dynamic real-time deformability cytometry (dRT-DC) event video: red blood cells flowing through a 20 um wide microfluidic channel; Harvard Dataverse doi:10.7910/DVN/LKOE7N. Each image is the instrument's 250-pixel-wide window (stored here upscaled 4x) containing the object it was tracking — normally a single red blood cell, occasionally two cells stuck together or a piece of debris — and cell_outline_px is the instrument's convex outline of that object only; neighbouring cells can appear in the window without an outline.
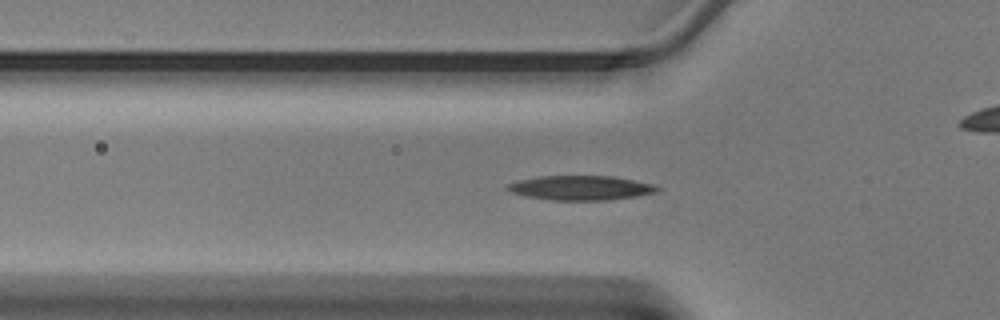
{"species": "Egyptian fruit bat (a non-hibernating species)", "species_latin": "Rousettus aegyptiacus", "temperature_condition": "warm", "stored_images_in_passage": 45, "camera_frame_rate_fps": 3000, "um_per_image_px": 0.085, "animal": {"sex": "male"}, "frame": {"image": 1, "passage_image": 14, "time_ms": 4.333, "image_size_px": [1000, 320], "cell_outline_px": [[660, 188], [656, 192], [636, 196], [604, 200], [552, 200], [528, 196], [512, 192], [504, 188], [504, 184], [516, 180], [536, 176], [612, 176], [652, 184]], "centroid_in_image_um": [49.27, 15.96], "position_along_channel_um": 76.5, "area_um2": 21.27}}
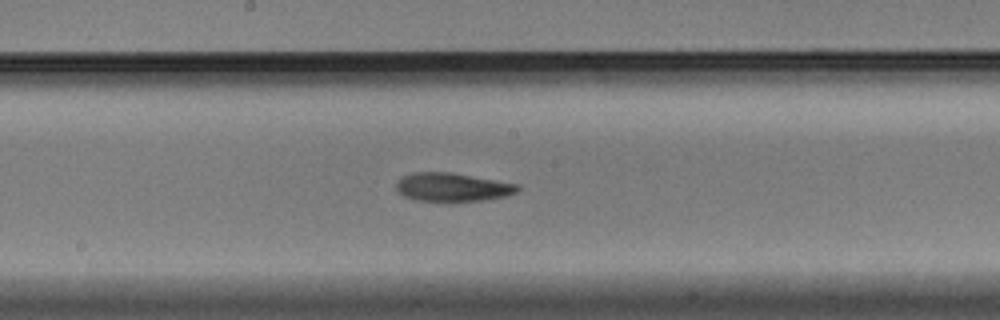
{"frame": {"image": 2, "passage_image": 23, "time_ms": 7.333, "image_size_px": [1000, 320], "cell_outline_px": [[520, 188], [516, 192], [504, 196], [484, 200], [452, 204], [416, 200], [404, 196], [396, 188], [396, 184], [400, 176], [412, 172], [452, 172], [520, 184]], "centroid_in_image_um": [38.44, 15.93], "position_along_channel_um": 209.8, "area_um2": 20.98}}
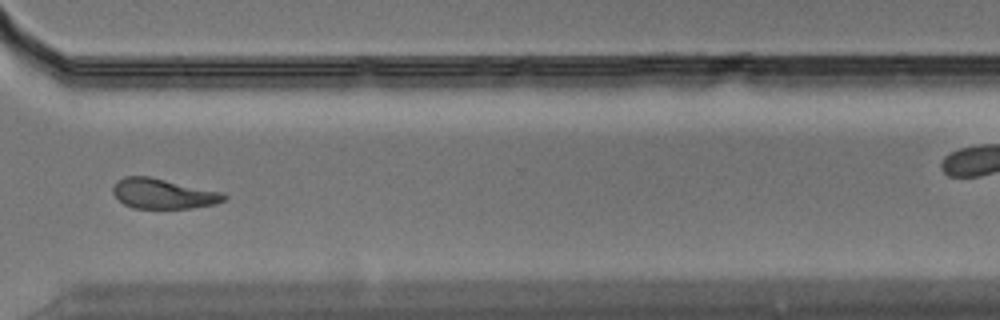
{"frame": {"image": 3, "passage_image": 33, "time_ms": 10.667, "image_size_px": [1000, 320], "cell_outline_px": [[228, 196], [224, 200], [216, 204], [192, 208], [132, 208], [124, 204], [112, 192], [112, 188], [116, 180], [124, 176], [148, 176], [224, 192]], "centroid_in_image_um": [13.88, 16.46], "position_along_channel_um": 356.7, "area_um2": 19.59}}